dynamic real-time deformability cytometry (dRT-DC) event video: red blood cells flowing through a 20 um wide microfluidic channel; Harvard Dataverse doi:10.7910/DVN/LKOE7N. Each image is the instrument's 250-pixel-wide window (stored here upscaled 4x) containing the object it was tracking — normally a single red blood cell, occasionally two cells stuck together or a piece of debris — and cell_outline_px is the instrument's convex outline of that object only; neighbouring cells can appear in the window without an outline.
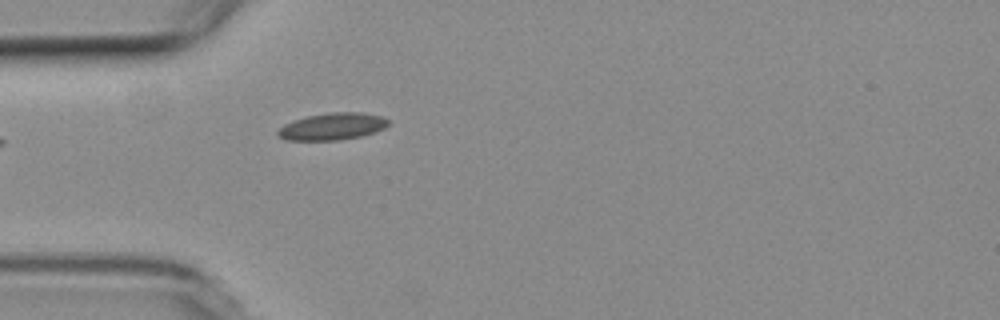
{"species": "common noctule bat (a hibernating species)", "species_latin": "Nyctalus noctula", "temperature_condition": "room temperature", "stored_images_in_passage": 8, "camera_frame_rate_fps": 3000, "um_per_image_px": 0.085, "animal": {"sex": "female", "body_mass_g": 19.3, "forearm_length_mm": 54.1}, "frame": {"image": 1, "passage_image": 1, "time_ms": 0.0, "image_size_px": [1000, 320], "cell_outline_px": [[388, 124], [384, 128], [376, 132], [360, 136], [340, 140], [288, 140], [280, 136], [276, 132], [284, 124], [308, 116], [328, 112], [364, 112], [380, 116], [388, 120]], "centroid_in_image_um": [28.28, 10.74], "position_along_channel_um": 56.7, "area_um2": 17.22}}
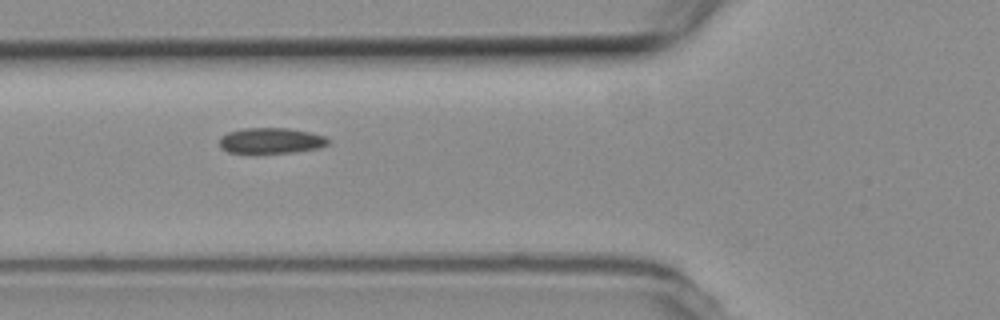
{"frame": {"image": 2, "passage_image": 5, "time_ms": 1.333, "image_size_px": [1000, 320], "cell_outline_px": [[328, 144], [320, 148], [296, 152], [252, 156], [228, 152], [220, 148], [220, 136], [228, 132], [244, 128], [288, 128], [308, 132], [324, 136], [328, 140]], "centroid_in_image_um": [22.96, 12.01], "position_along_channel_um": 102.8, "area_um2": 17.05}}